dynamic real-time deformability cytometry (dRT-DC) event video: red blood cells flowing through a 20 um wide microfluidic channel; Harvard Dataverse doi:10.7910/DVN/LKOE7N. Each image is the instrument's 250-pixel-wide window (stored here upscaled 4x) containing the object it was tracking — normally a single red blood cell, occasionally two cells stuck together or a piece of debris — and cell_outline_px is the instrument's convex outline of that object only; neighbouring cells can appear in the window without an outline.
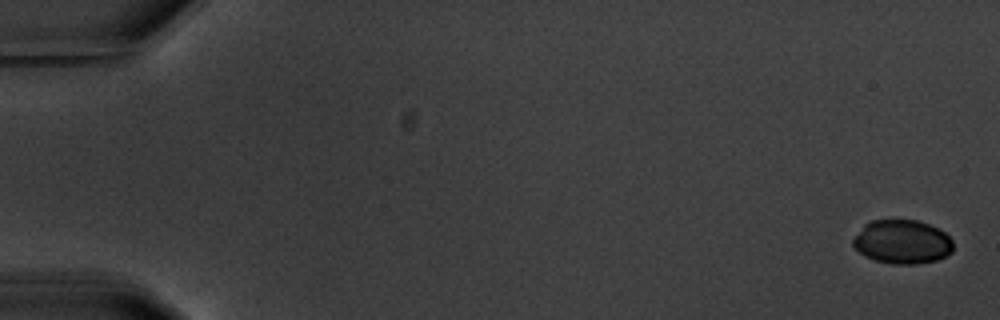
{"species": "common noctule bat (a hibernating species)", "species_latin": "Nyctalus noctula", "temperature_condition": "warm", "stored_images_in_passage": 5, "camera_frame_rate_fps": 3000, "um_per_image_px": 0.085, "animal": {"sex": "male", "body_mass_g": 20.1, "forearm_length_mm": 53.5}, "frame": {"image": 1, "passage_image": 1, "time_ms": 0.0, "image_size_px": [1000, 320], "cell_outline_px": [[952, 252], [936, 260], [916, 264], [892, 264], [876, 260], [864, 256], [852, 244], [852, 240], [864, 224], [872, 220], [916, 220], [928, 224], [944, 232], [952, 240]], "centroid_in_image_um": [76.67, 20.56], "position_along_channel_um": 8.3, "area_um2": 25.43}}
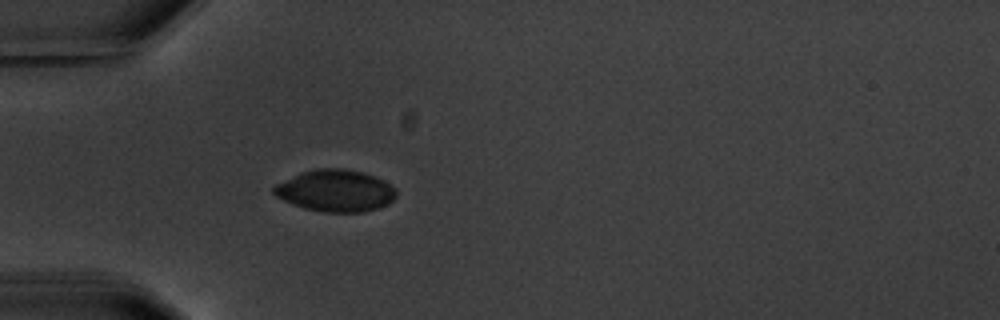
{"frame": {"image": 2, "passage_image": 5, "time_ms": 5.667, "image_size_px": [1000, 320], "cell_outline_px": [[396, 196], [388, 204], [376, 208], [360, 212], [324, 212], [304, 208], [292, 204], [276, 196], [272, 192], [272, 188], [276, 184], [300, 172], [316, 168], [344, 168], [364, 172], [396, 188]], "centroid_in_image_um": [28.48, 16.2], "position_along_channel_um": 56.5, "area_um2": 29.71}}